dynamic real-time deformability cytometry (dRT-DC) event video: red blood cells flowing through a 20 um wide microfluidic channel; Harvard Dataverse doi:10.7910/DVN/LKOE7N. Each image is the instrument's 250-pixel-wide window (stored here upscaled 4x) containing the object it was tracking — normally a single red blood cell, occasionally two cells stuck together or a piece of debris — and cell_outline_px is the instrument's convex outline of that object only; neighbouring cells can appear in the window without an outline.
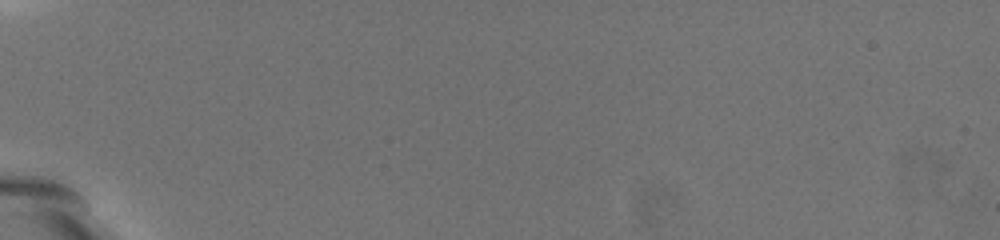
{"species": "common noctule bat (a hibernating species)", "species_latin": "Nyctalus noctula", "temperature_condition": "warm", "stored_images_in_passage": 2, "camera_frame_rate_fps": 3000, "um_per_image_px": 0.085, "animal": {"sex": "female", "body_mass_g": 19.5, "forearm_length_mm": 54.1}, "frame": {"image": 1, "passage_image": 1, "time_ms": 0.0, "image_size_px": [1000, 240], "cell_outline_px": [[176, 112], [160, 120], [144, 104], [88, 44], [100, 40], [112, 44], [120, 48], [176, 100]], "centroid_in_image_um": [11.61, 6.76], "position_along_channel_um": 73.4, "area_um2": 16.42}}